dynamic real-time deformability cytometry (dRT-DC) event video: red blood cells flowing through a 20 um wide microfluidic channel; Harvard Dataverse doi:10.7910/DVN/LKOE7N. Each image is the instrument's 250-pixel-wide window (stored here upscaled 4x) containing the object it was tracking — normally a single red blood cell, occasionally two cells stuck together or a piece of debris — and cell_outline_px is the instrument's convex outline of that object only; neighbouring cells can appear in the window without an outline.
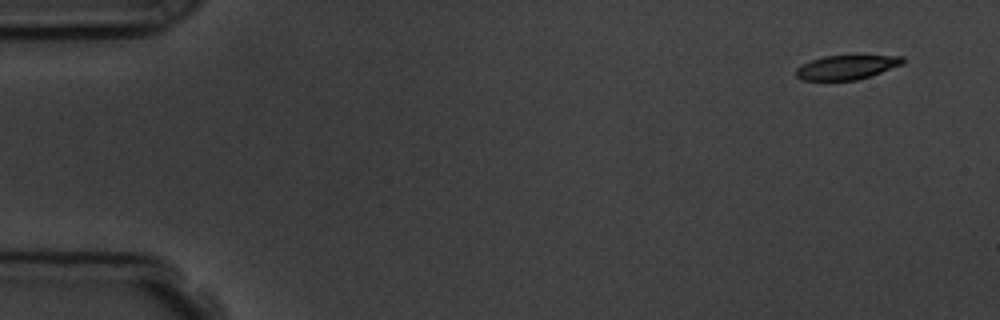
{"species": "common noctule bat (a hibernating species)", "species_latin": "Nyctalus noctula", "temperature_condition": "room temperature", "stored_images_in_passage": 10, "camera_frame_rate_fps": 3000, "um_per_image_px": 0.085, "animal": {"sex": "male", "body_mass_g": 19.5, "forearm_length_mm": 54.6}, "frame": {"image": 1, "passage_image": 1, "time_ms": 0.0, "image_size_px": [1000, 320], "cell_outline_px": [[904, 64], [856, 80], [800, 80], [796, 76], [796, 68], [812, 60], [824, 56], [904, 56]], "centroid_in_image_um": [71.95, 5.72], "position_along_channel_um": 13.1, "area_um2": 14.8}}
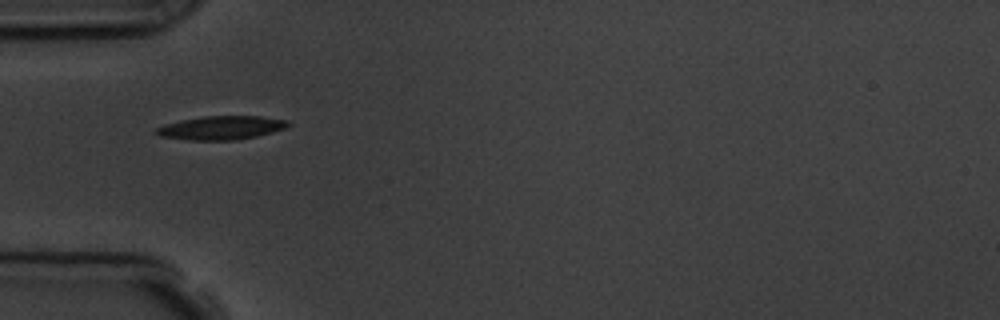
{"frame": {"image": 2, "passage_image": 5, "time_ms": 4.667, "image_size_px": [1000, 320], "cell_outline_px": [[292, 124], [284, 128], [272, 132], [256, 136], [236, 140], [188, 140], [160, 136], [152, 132], [156, 128], [164, 124], [180, 120], [204, 116], [260, 116], [288, 120]], "centroid_in_image_um": [18.78, 10.86], "position_along_channel_um": 66.2, "area_um2": 18.26}}
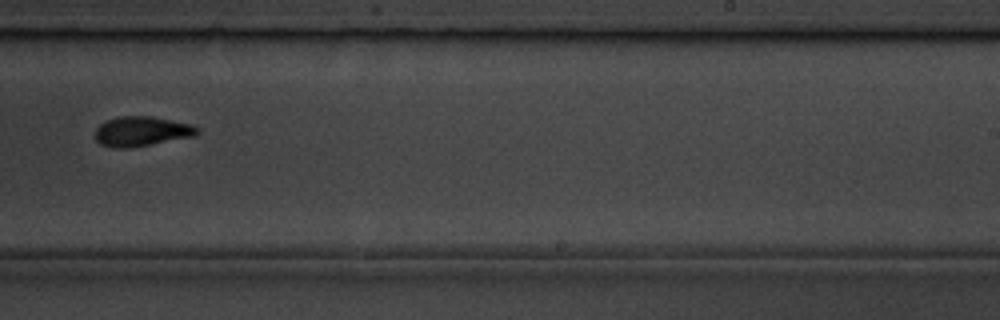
{"frame": {"image": 3, "passage_image": 10, "time_ms": 10.333, "image_size_px": [1000, 320], "cell_outline_px": [[200, 132], [196, 136], [128, 148], [112, 148], [100, 144], [96, 140], [96, 128], [104, 120], [120, 116], [152, 116], [192, 124], [200, 128]], "centroid_in_image_um": [12.06, 11.16], "position_along_channel_um": 276.9, "area_um2": 17.92}}